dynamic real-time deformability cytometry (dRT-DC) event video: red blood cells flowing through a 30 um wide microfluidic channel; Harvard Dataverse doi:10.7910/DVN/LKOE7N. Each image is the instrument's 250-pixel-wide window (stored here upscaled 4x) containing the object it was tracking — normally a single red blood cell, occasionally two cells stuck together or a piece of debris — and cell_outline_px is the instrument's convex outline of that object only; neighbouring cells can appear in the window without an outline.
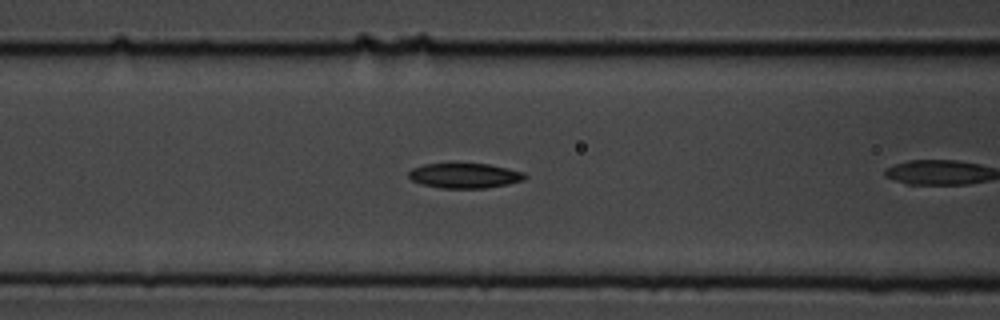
{"species": "common noctule bat (a hibernating species)", "species_latin": "Nyctalus noctula", "temperature_condition": "cold", "stored_images_in_passage": 7, "camera_frame_rate_fps": 3000, "um_per_image_px": 0.085, "animal": {"sex": "male", "body_mass_g": 19.5, "forearm_length_mm": 54.6}, "frame": {"image": 1, "passage_image": 6, "time_ms": 1.667, "image_size_px": [1000, 320], "cell_outline_px": [[528, 176], [524, 180], [508, 184], [484, 188], [440, 188], [420, 184], [412, 180], [408, 176], [408, 172], [412, 168], [424, 164], [488, 164], [508, 168], [524, 172]], "centroid_in_image_um": [39.5, 14.93], "position_along_channel_um": 127.1, "area_um2": 16.94}}